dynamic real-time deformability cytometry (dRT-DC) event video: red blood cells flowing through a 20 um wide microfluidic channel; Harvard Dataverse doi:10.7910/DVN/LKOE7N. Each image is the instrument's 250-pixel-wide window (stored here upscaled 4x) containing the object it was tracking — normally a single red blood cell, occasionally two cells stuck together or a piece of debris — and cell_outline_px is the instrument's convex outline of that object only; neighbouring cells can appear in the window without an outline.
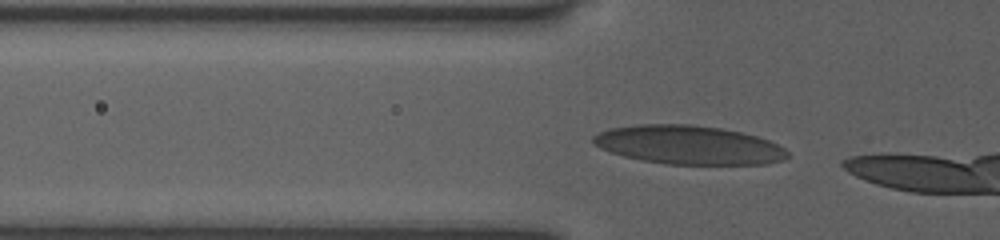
{"species": "human", "species_latin": "Homo sapiens", "temperature_condition": "room temperature", "stored_images_in_passage": 9, "segment_of_instrument_passage": [2, 2], "camera_frame_rate_fps": 3000, "um_per_image_px": 0.085, "donor": {"sex": "female"}, "frame": {"image": 1, "passage_image": 9, "time_ms": 2.667, "image_size_px": [1000, 240], "cell_outline_px": [[788, 156], [780, 160], [768, 164], [664, 164], [624, 156], [600, 148], [592, 144], [592, 136], [608, 128], [636, 124], [692, 124], [720, 128], [740, 132], [756, 136], [768, 140], [784, 148], [788, 152]], "centroid_in_image_um": [58.49, 12.31], "position_along_channel_um": 67.3, "area_um2": 43.81}}